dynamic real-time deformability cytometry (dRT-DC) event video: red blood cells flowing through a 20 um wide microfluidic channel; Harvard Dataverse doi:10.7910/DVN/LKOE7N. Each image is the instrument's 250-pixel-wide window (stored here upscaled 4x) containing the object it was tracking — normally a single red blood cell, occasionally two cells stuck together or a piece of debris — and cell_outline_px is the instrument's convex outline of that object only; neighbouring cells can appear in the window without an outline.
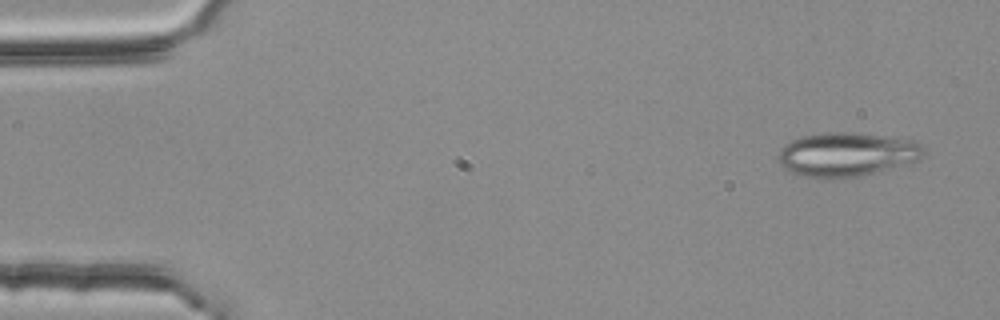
{"species": "common noctule bat (a hibernating species)", "species_latin": "Nyctalus noctula", "temperature_condition": "room temperature", "stored_images_in_passage": 4, "camera_frame_rate_fps": 3000, "um_per_image_px": 0.085, "animal": {"sex": "female", "body_mass_g": 25.1}, "frame": {"image": 1, "passage_image": 1, "time_ms": 0.0, "image_size_px": [1000, 320], "cell_outline_px": [[924, 152], [916, 160], [872, 172], [856, 176], [824, 180], [804, 176], [788, 172], [780, 164], [776, 156], [784, 144], [800, 136], [824, 132], [856, 132], [912, 140], [920, 144]], "centroid_in_image_um": [71.84, 13.12], "position_along_channel_um": 13.2, "area_um2": 37.11}}